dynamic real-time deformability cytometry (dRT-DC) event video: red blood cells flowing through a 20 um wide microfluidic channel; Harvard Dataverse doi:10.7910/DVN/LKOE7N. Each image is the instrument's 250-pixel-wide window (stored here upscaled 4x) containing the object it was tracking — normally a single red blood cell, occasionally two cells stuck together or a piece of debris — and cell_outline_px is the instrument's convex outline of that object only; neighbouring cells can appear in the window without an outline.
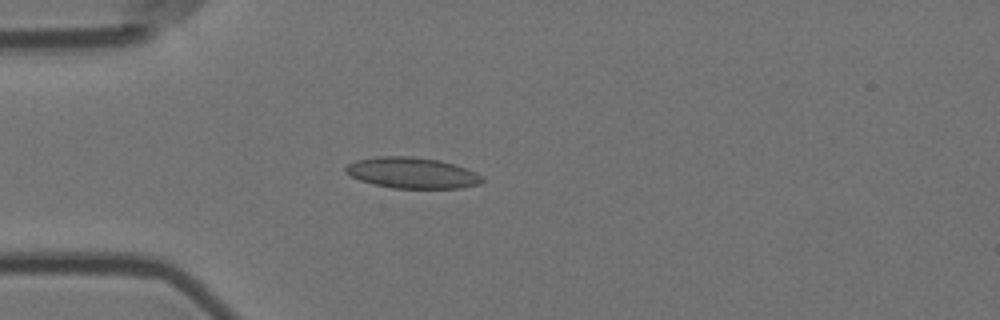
{"species": "Egyptian fruit bat (a non-hibernating species)", "species_latin": "Rousettus aegyptiacus", "temperature_condition": "room temperature", "stored_images_in_passage": 6, "camera_frame_rate_fps": 3000, "um_per_image_px": 0.085, "animal": {"sex": "female"}, "frame": {"image": 1, "passage_image": 5, "time_ms": 1.333, "image_size_px": [1000, 320], "cell_outline_px": [[484, 180], [480, 184], [460, 188], [392, 188], [372, 184], [360, 180], [344, 172], [344, 168], [348, 164], [356, 160], [380, 156], [412, 156], [440, 160], [476, 172], [484, 176]], "centroid_in_image_um": [35.03, 14.7], "position_along_channel_um": 50.0, "area_um2": 24.68}}